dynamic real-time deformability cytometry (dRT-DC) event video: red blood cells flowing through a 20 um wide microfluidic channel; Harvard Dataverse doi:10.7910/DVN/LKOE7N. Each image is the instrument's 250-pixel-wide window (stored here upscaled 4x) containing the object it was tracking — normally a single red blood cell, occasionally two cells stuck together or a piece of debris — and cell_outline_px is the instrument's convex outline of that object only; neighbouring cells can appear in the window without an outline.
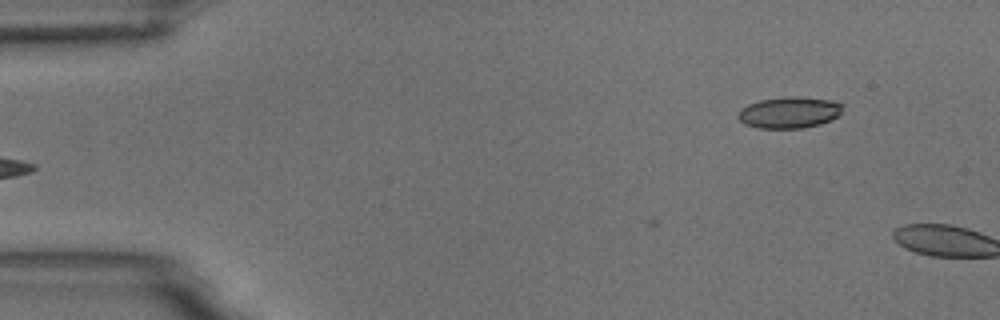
{"species": "common noctule bat (a hibernating species)", "species_latin": "Nyctalus noctula", "temperature_condition": "room temperature", "stored_images_in_passage": 3, "camera_frame_rate_fps": 3000, "um_per_image_px": 0.085, "animal": {"sex": "male", "body_mass_g": 18.8}, "frame": {"image": 1, "passage_image": 3, "time_ms": 3.0, "image_size_px": [1000, 320], "cell_outline_px": [[844, 104], [840, 116], [832, 120], [820, 124], [804, 128], [760, 128], [744, 124], [736, 116], [740, 108], [748, 104], [760, 100], [784, 96], [796, 96], [832, 100]], "centroid_in_image_um": [67.11, 9.55], "position_along_channel_um": 17.9, "area_um2": 19.48}}